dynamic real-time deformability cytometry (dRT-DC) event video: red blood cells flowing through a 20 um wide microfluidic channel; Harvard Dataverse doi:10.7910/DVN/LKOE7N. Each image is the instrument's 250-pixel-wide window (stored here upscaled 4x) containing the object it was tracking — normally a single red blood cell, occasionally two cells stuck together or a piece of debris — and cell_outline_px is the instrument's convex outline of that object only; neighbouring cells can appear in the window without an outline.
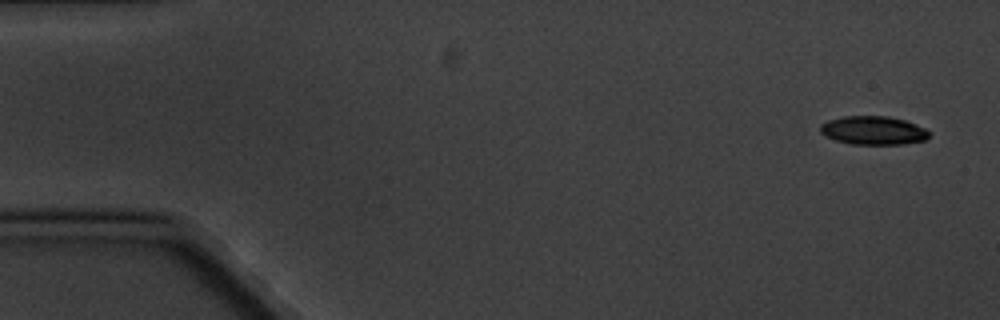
{"species": "common noctule bat (a hibernating species)", "species_latin": "Nyctalus noctula", "temperature_condition": "cold", "stored_images_in_passage": 5, "camera_frame_rate_fps": 3000, "um_per_image_px": 0.085, "animal": {"sex": "male", "body_mass_g": 20.1, "forearm_length_mm": 53.5}, "frame": {"image": 1, "passage_image": 1, "time_ms": 0.0, "image_size_px": [1000, 320], "cell_outline_px": [[932, 132], [924, 140], [900, 144], [852, 144], [836, 140], [824, 136], [820, 132], [820, 124], [828, 120], [844, 116], [888, 116], [904, 120], [916, 124]], "centroid_in_image_um": [74.21, 11.08], "position_along_channel_um": 10.8, "area_um2": 18.09}}
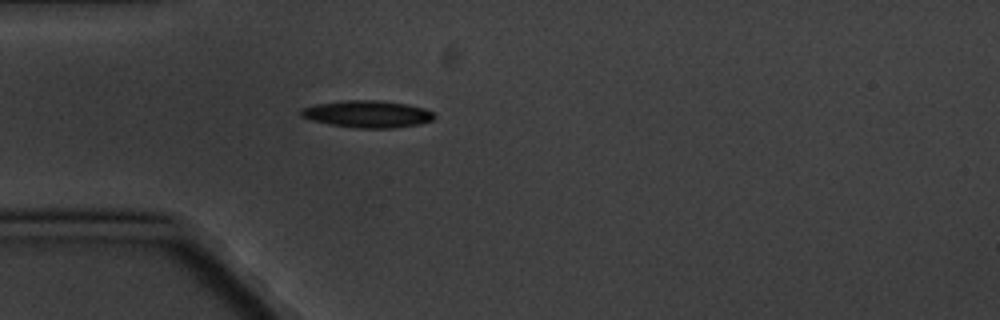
{"frame": {"image": 2, "passage_image": 5, "time_ms": 4.667, "image_size_px": [1000, 320], "cell_outline_px": [[436, 116], [432, 120], [420, 124], [396, 128], [356, 128], [328, 124], [312, 120], [300, 116], [300, 108], [316, 104], [344, 100], [376, 100], [408, 104], [424, 108], [432, 112]], "centroid_in_image_um": [31.22, 9.69], "position_along_channel_um": 53.8, "area_um2": 21.15}}